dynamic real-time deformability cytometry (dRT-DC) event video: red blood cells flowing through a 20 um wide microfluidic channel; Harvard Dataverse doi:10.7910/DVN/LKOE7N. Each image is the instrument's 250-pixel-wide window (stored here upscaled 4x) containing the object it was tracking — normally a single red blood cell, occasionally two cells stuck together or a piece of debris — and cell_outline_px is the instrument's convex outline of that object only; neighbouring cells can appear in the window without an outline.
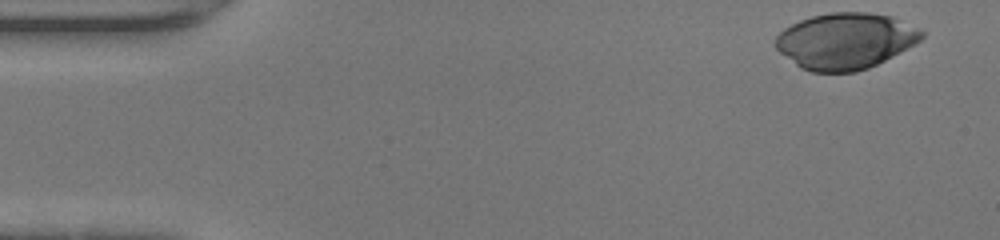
{"species": "human", "species_latin": "Homo sapiens", "temperature_condition": "warm", "stored_images_in_passage": 37, "camera_frame_rate_fps": 3000, "um_per_image_px": 0.085, "donor": {"sex": "female"}, "frame": {"image": 1, "passage_image": 1, "time_ms": 0.0, "image_size_px": [1000, 240], "cell_outline_px": [[924, 36], [920, 40], [884, 60], [868, 68], [856, 72], [812, 72], [800, 68], [780, 52], [772, 44], [776, 36], [784, 28], [800, 20], [812, 16], [832, 12], [868, 12], [892, 16], [920, 28], [924, 32]], "centroid_in_image_um": [71.83, 3.47], "position_along_channel_um": 13.2, "area_um2": 47.74}}
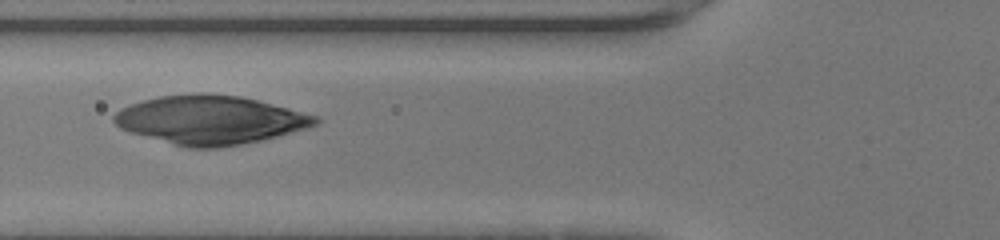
{"frame": {"image": 2, "passage_image": 16, "time_ms": 5.0, "image_size_px": [1000, 240], "cell_outline_px": [[320, 120], [316, 124], [308, 128], [260, 140], [240, 144], [216, 148], [188, 148], [172, 144], [128, 132], [120, 128], [112, 120], [112, 116], [120, 108], [144, 100], [160, 96], [200, 92], [240, 96], [320, 116]], "centroid_in_image_um": [17.84, 10.19], "position_along_channel_um": 108.0, "area_um2": 57.05}}
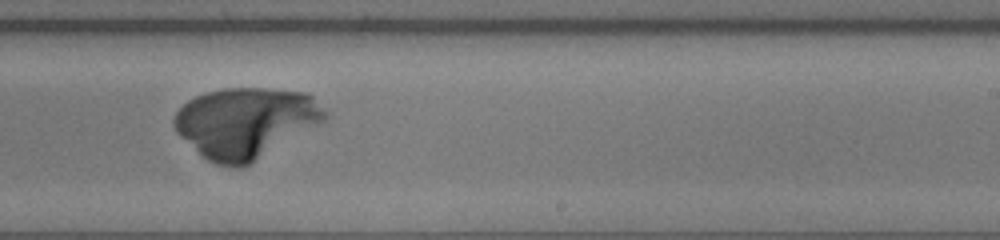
{"frame": {"image": 3, "passage_image": 27, "time_ms": 8.667, "image_size_px": [1000, 240], "cell_outline_px": [[328, 116], [324, 120], [248, 164], [240, 168], [236, 168], [216, 164], [208, 160], [180, 136], [176, 132], [172, 124], [172, 120], [176, 112], [188, 100], [196, 96], [208, 92], [224, 88], [268, 88], [304, 92], [312, 96], [328, 112]], "centroid_in_image_um": [20.84, 10.4], "position_along_channel_um": 268.2, "area_um2": 61.09}}